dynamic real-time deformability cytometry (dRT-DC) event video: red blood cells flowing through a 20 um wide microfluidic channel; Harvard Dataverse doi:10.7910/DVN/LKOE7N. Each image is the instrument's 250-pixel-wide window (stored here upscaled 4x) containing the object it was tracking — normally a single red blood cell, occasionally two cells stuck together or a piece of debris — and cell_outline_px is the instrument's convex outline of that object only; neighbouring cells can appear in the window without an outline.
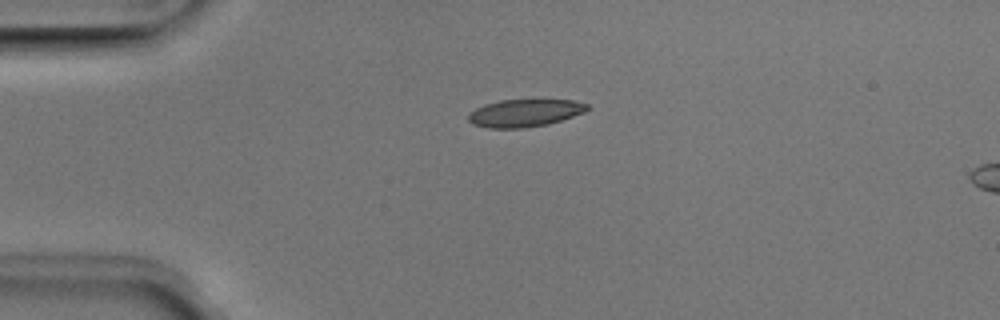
{"species": "Egyptian fruit bat (a non-hibernating species)", "species_latin": "Rousettus aegyptiacus", "temperature_condition": "room temperature", "stored_images_in_passage": 5, "camera_frame_rate_fps": 3000, "um_per_image_px": 0.085, "animal": {"sex": "male"}, "frame": {"image": 1, "passage_image": 1, "time_ms": 0.0, "image_size_px": [1000, 320], "cell_outline_px": [[592, 108], [584, 112], [548, 124], [524, 128], [488, 128], [472, 124], [468, 120], [468, 112], [484, 104], [500, 100], [572, 100], [588, 104]], "centroid_in_image_um": [44.58, 9.6], "position_along_channel_um": 40.4, "area_um2": 19.13}}